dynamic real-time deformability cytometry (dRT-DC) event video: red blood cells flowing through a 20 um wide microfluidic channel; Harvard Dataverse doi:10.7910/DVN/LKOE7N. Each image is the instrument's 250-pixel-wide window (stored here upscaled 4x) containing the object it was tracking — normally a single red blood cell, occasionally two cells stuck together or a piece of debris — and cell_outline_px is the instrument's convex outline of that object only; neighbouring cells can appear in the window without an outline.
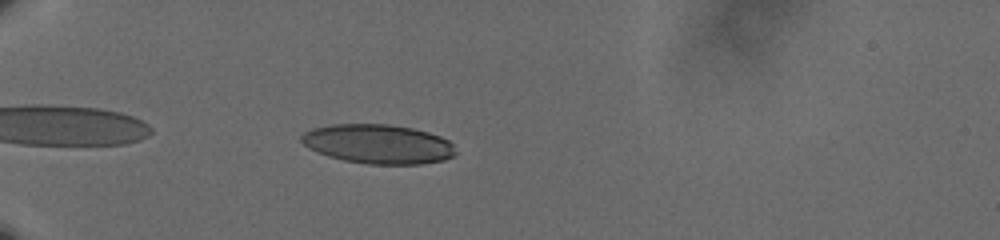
{"species": "human", "species_latin": "Homo sapiens", "temperature_condition": "cold", "stored_images_in_passage": 44, "camera_frame_rate_fps": 3000, "um_per_image_px": 0.085, "donor": {"sex": "male"}, "frame": {"image": 1, "passage_image": 4, "time_ms": 1.0, "image_size_px": [1000, 240], "cell_outline_px": [[456, 152], [452, 156], [444, 160], [420, 164], [368, 164], [344, 160], [328, 156], [308, 148], [300, 140], [300, 136], [304, 132], [312, 128], [332, 124], [388, 124], [412, 128], [428, 132], [440, 136], [448, 140], [452, 144]], "centroid_in_image_um": [32.12, 12.24], "position_along_channel_um": 52.9, "area_um2": 35.32}}
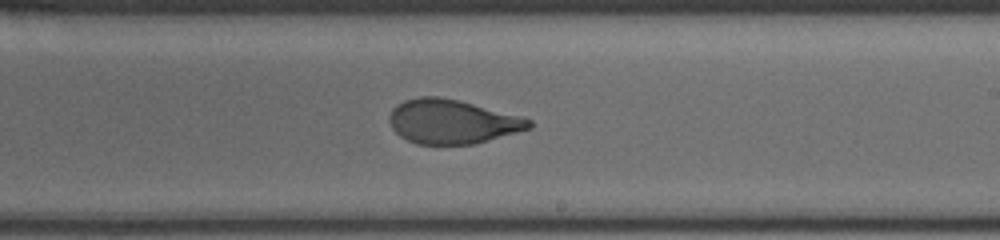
{"frame": {"image": 2, "passage_image": 23, "time_ms": 7.333, "image_size_px": [1000, 240], "cell_outline_px": [[532, 128], [472, 144], [416, 144], [400, 136], [392, 128], [388, 120], [388, 116], [392, 108], [396, 104], [404, 100], [420, 96], [440, 96], [460, 100], [520, 116], [532, 120]], "centroid_in_image_um": [38.39, 10.32], "position_along_channel_um": 250.6, "area_um2": 36.01}}
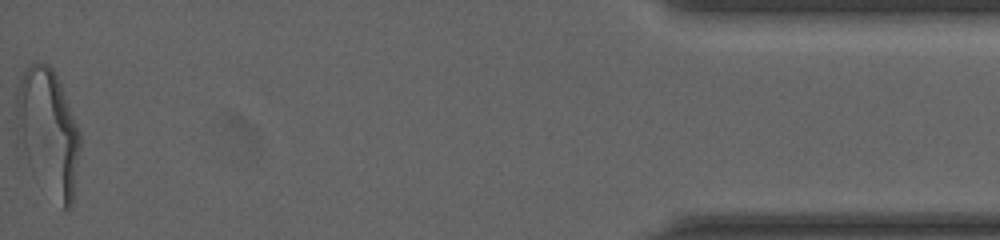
{"frame": {"image": 3, "passage_image": 44, "time_ms": 14.333, "image_size_px": [1000, 240], "cell_outline_px": [[80, 148], [72, 208], [64, 208], [28, 164], [16, 140], [16, 88], [24, 72], [32, 64], [48, 64], [52, 68], [60, 84], [80, 132]], "centroid_in_image_um": [4.07, 11.19], "position_along_channel_um": 431.1, "area_um2": 46.01}, "authors_computed_cell_mechanics": {"area_um2": 37.1654, "velocity_mm_per_s": 3.6244, "shape_relaxation_time_tau1_ms": 3.9358, "shape_relaxation_time_tau2_ms": 0.7333, "deformation_change_tau1": 0.1778, "deformation_change_tau2": 0.0624}}